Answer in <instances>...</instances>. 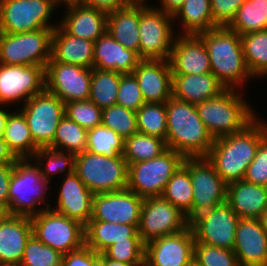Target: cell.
<instances>
[{"instance_id":"1","label":"cell","mask_w":267,"mask_h":266,"mask_svg":"<svg viewBox=\"0 0 267 266\" xmlns=\"http://www.w3.org/2000/svg\"><path fill=\"white\" fill-rule=\"evenodd\" d=\"M266 136L267 124L256 117L240 132L214 139L206 158L227 185L243 180Z\"/></svg>"},{"instance_id":"23","label":"cell","mask_w":267,"mask_h":266,"mask_svg":"<svg viewBox=\"0 0 267 266\" xmlns=\"http://www.w3.org/2000/svg\"><path fill=\"white\" fill-rule=\"evenodd\" d=\"M59 190L58 205L53 211L86 225L92 218L94 194L75 172L66 176Z\"/></svg>"},{"instance_id":"52","label":"cell","mask_w":267,"mask_h":266,"mask_svg":"<svg viewBox=\"0 0 267 266\" xmlns=\"http://www.w3.org/2000/svg\"><path fill=\"white\" fill-rule=\"evenodd\" d=\"M134 0H83L85 6L95 8L107 15L130 4Z\"/></svg>"},{"instance_id":"36","label":"cell","mask_w":267,"mask_h":266,"mask_svg":"<svg viewBox=\"0 0 267 266\" xmlns=\"http://www.w3.org/2000/svg\"><path fill=\"white\" fill-rule=\"evenodd\" d=\"M121 73L92 68L89 100L104 109L116 104Z\"/></svg>"},{"instance_id":"34","label":"cell","mask_w":267,"mask_h":266,"mask_svg":"<svg viewBox=\"0 0 267 266\" xmlns=\"http://www.w3.org/2000/svg\"><path fill=\"white\" fill-rule=\"evenodd\" d=\"M173 18L181 19L185 35H197L218 27L212 19L210 0H185Z\"/></svg>"},{"instance_id":"43","label":"cell","mask_w":267,"mask_h":266,"mask_svg":"<svg viewBox=\"0 0 267 266\" xmlns=\"http://www.w3.org/2000/svg\"><path fill=\"white\" fill-rule=\"evenodd\" d=\"M62 254L44 245L34 234L27 240L21 266H61Z\"/></svg>"},{"instance_id":"32","label":"cell","mask_w":267,"mask_h":266,"mask_svg":"<svg viewBox=\"0 0 267 266\" xmlns=\"http://www.w3.org/2000/svg\"><path fill=\"white\" fill-rule=\"evenodd\" d=\"M3 139L17 159H29L38 148L31 137L27 120L21 111L9 114Z\"/></svg>"},{"instance_id":"3","label":"cell","mask_w":267,"mask_h":266,"mask_svg":"<svg viewBox=\"0 0 267 266\" xmlns=\"http://www.w3.org/2000/svg\"><path fill=\"white\" fill-rule=\"evenodd\" d=\"M197 35L208 51L211 72L226 88L236 89L235 86L253 77L246 66L237 32L227 27H217Z\"/></svg>"},{"instance_id":"27","label":"cell","mask_w":267,"mask_h":266,"mask_svg":"<svg viewBox=\"0 0 267 266\" xmlns=\"http://www.w3.org/2000/svg\"><path fill=\"white\" fill-rule=\"evenodd\" d=\"M32 234V221L28 216L8 215L0 222V262L20 263Z\"/></svg>"},{"instance_id":"13","label":"cell","mask_w":267,"mask_h":266,"mask_svg":"<svg viewBox=\"0 0 267 266\" xmlns=\"http://www.w3.org/2000/svg\"><path fill=\"white\" fill-rule=\"evenodd\" d=\"M190 227L186 214L160 197L143 199L138 234L144 244Z\"/></svg>"},{"instance_id":"41","label":"cell","mask_w":267,"mask_h":266,"mask_svg":"<svg viewBox=\"0 0 267 266\" xmlns=\"http://www.w3.org/2000/svg\"><path fill=\"white\" fill-rule=\"evenodd\" d=\"M167 111L165 103H145L137 112V130L140 133L166 140Z\"/></svg>"},{"instance_id":"49","label":"cell","mask_w":267,"mask_h":266,"mask_svg":"<svg viewBox=\"0 0 267 266\" xmlns=\"http://www.w3.org/2000/svg\"><path fill=\"white\" fill-rule=\"evenodd\" d=\"M243 180L267 187V136L261 141Z\"/></svg>"},{"instance_id":"18","label":"cell","mask_w":267,"mask_h":266,"mask_svg":"<svg viewBox=\"0 0 267 266\" xmlns=\"http://www.w3.org/2000/svg\"><path fill=\"white\" fill-rule=\"evenodd\" d=\"M142 205L143 198L129 189L95 194L90 221L139 224Z\"/></svg>"},{"instance_id":"60","label":"cell","mask_w":267,"mask_h":266,"mask_svg":"<svg viewBox=\"0 0 267 266\" xmlns=\"http://www.w3.org/2000/svg\"><path fill=\"white\" fill-rule=\"evenodd\" d=\"M93 266H105V255L99 254V257L93 262Z\"/></svg>"},{"instance_id":"40","label":"cell","mask_w":267,"mask_h":266,"mask_svg":"<svg viewBox=\"0 0 267 266\" xmlns=\"http://www.w3.org/2000/svg\"><path fill=\"white\" fill-rule=\"evenodd\" d=\"M124 144L125 140L121 136L101 124L88 130L86 151L108 158L119 157L123 155Z\"/></svg>"},{"instance_id":"35","label":"cell","mask_w":267,"mask_h":266,"mask_svg":"<svg viewBox=\"0 0 267 266\" xmlns=\"http://www.w3.org/2000/svg\"><path fill=\"white\" fill-rule=\"evenodd\" d=\"M227 28L239 35L266 30L267 0H246Z\"/></svg>"},{"instance_id":"20","label":"cell","mask_w":267,"mask_h":266,"mask_svg":"<svg viewBox=\"0 0 267 266\" xmlns=\"http://www.w3.org/2000/svg\"><path fill=\"white\" fill-rule=\"evenodd\" d=\"M132 74L145 103H165L172 97L173 75L169 60L142 59Z\"/></svg>"},{"instance_id":"45","label":"cell","mask_w":267,"mask_h":266,"mask_svg":"<svg viewBox=\"0 0 267 266\" xmlns=\"http://www.w3.org/2000/svg\"><path fill=\"white\" fill-rule=\"evenodd\" d=\"M65 115L86 130L101 125L102 109L90 100L65 103Z\"/></svg>"},{"instance_id":"37","label":"cell","mask_w":267,"mask_h":266,"mask_svg":"<svg viewBox=\"0 0 267 266\" xmlns=\"http://www.w3.org/2000/svg\"><path fill=\"white\" fill-rule=\"evenodd\" d=\"M246 66L253 77L267 75V29L240 35Z\"/></svg>"},{"instance_id":"15","label":"cell","mask_w":267,"mask_h":266,"mask_svg":"<svg viewBox=\"0 0 267 266\" xmlns=\"http://www.w3.org/2000/svg\"><path fill=\"white\" fill-rule=\"evenodd\" d=\"M193 190L192 219L226 203L227 184L206 157L189 158Z\"/></svg>"},{"instance_id":"2","label":"cell","mask_w":267,"mask_h":266,"mask_svg":"<svg viewBox=\"0 0 267 266\" xmlns=\"http://www.w3.org/2000/svg\"><path fill=\"white\" fill-rule=\"evenodd\" d=\"M166 145L185 158L206 157L214 138L206 129L194 104L173 96L166 101Z\"/></svg>"},{"instance_id":"38","label":"cell","mask_w":267,"mask_h":266,"mask_svg":"<svg viewBox=\"0 0 267 266\" xmlns=\"http://www.w3.org/2000/svg\"><path fill=\"white\" fill-rule=\"evenodd\" d=\"M167 149L165 140L137 132L125 140L123 157L133 164L158 157Z\"/></svg>"},{"instance_id":"17","label":"cell","mask_w":267,"mask_h":266,"mask_svg":"<svg viewBox=\"0 0 267 266\" xmlns=\"http://www.w3.org/2000/svg\"><path fill=\"white\" fill-rule=\"evenodd\" d=\"M45 89V68L38 65L0 64V105L24 98L28 101Z\"/></svg>"},{"instance_id":"30","label":"cell","mask_w":267,"mask_h":266,"mask_svg":"<svg viewBox=\"0 0 267 266\" xmlns=\"http://www.w3.org/2000/svg\"><path fill=\"white\" fill-rule=\"evenodd\" d=\"M138 226L139 224L89 221L85 225V245L100 254L115 242L141 241Z\"/></svg>"},{"instance_id":"9","label":"cell","mask_w":267,"mask_h":266,"mask_svg":"<svg viewBox=\"0 0 267 266\" xmlns=\"http://www.w3.org/2000/svg\"><path fill=\"white\" fill-rule=\"evenodd\" d=\"M33 234L44 244L62 255L85 245V225L56 213L52 208L44 209L30 217Z\"/></svg>"},{"instance_id":"54","label":"cell","mask_w":267,"mask_h":266,"mask_svg":"<svg viewBox=\"0 0 267 266\" xmlns=\"http://www.w3.org/2000/svg\"><path fill=\"white\" fill-rule=\"evenodd\" d=\"M18 159L10 151L7 146V143L0 137V165L2 164H15Z\"/></svg>"},{"instance_id":"63","label":"cell","mask_w":267,"mask_h":266,"mask_svg":"<svg viewBox=\"0 0 267 266\" xmlns=\"http://www.w3.org/2000/svg\"><path fill=\"white\" fill-rule=\"evenodd\" d=\"M186 266H200V265L194 258H192V260Z\"/></svg>"},{"instance_id":"5","label":"cell","mask_w":267,"mask_h":266,"mask_svg":"<svg viewBox=\"0 0 267 266\" xmlns=\"http://www.w3.org/2000/svg\"><path fill=\"white\" fill-rule=\"evenodd\" d=\"M74 172L94 195L127 189L128 163L123 155L108 158L84 151L75 155Z\"/></svg>"},{"instance_id":"59","label":"cell","mask_w":267,"mask_h":266,"mask_svg":"<svg viewBox=\"0 0 267 266\" xmlns=\"http://www.w3.org/2000/svg\"><path fill=\"white\" fill-rule=\"evenodd\" d=\"M262 227L267 232V208L262 212L261 217L259 218Z\"/></svg>"},{"instance_id":"47","label":"cell","mask_w":267,"mask_h":266,"mask_svg":"<svg viewBox=\"0 0 267 266\" xmlns=\"http://www.w3.org/2000/svg\"><path fill=\"white\" fill-rule=\"evenodd\" d=\"M103 254L125 264L144 266L145 244L142 241L115 242Z\"/></svg>"},{"instance_id":"14","label":"cell","mask_w":267,"mask_h":266,"mask_svg":"<svg viewBox=\"0 0 267 266\" xmlns=\"http://www.w3.org/2000/svg\"><path fill=\"white\" fill-rule=\"evenodd\" d=\"M239 219L227 202L200 213L190 221L195 243L233 250Z\"/></svg>"},{"instance_id":"51","label":"cell","mask_w":267,"mask_h":266,"mask_svg":"<svg viewBox=\"0 0 267 266\" xmlns=\"http://www.w3.org/2000/svg\"><path fill=\"white\" fill-rule=\"evenodd\" d=\"M98 257L99 253L84 245L80 249L64 254L61 266H93Z\"/></svg>"},{"instance_id":"7","label":"cell","mask_w":267,"mask_h":266,"mask_svg":"<svg viewBox=\"0 0 267 266\" xmlns=\"http://www.w3.org/2000/svg\"><path fill=\"white\" fill-rule=\"evenodd\" d=\"M186 158L172 149L150 160L128 164L127 189L141 198L160 197L173 174Z\"/></svg>"},{"instance_id":"50","label":"cell","mask_w":267,"mask_h":266,"mask_svg":"<svg viewBox=\"0 0 267 266\" xmlns=\"http://www.w3.org/2000/svg\"><path fill=\"white\" fill-rule=\"evenodd\" d=\"M246 0H210L211 15L218 27H227Z\"/></svg>"},{"instance_id":"42","label":"cell","mask_w":267,"mask_h":266,"mask_svg":"<svg viewBox=\"0 0 267 266\" xmlns=\"http://www.w3.org/2000/svg\"><path fill=\"white\" fill-rule=\"evenodd\" d=\"M101 124L114 130L124 140L138 132L136 111L117 104L102 109Z\"/></svg>"},{"instance_id":"62","label":"cell","mask_w":267,"mask_h":266,"mask_svg":"<svg viewBox=\"0 0 267 266\" xmlns=\"http://www.w3.org/2000/svg\"><path fill=\"white\" fill-rule=\"evenodd\" d=\"M0 266H21L19 263L0 262Z\"/></svg>"},{"instance_id":"58","label":"cell","mask_w":267,"mask_h":266,"mask_svg":"<svg viewBox=\"0 0 267 266\" xmlns=\"http://www.w3.org/2000/svg\"><path fill=\"white\" fill-rule=\"evenodd\" d=\"M55 4L59 5V2H63L65 6L73 5V4H82L83 0H54Z\"/></svg>"},{"instance_id":"31","label":"cell","mask_w":267,"mask_h":266,"mask_svg":"<svg viewBox=\"0 0 267 266\" xmlns=\"http://www.w3.org/2000/svg\"><path fill=\"white\" fill-rule=\"evenodd\" d=\"M140 0H134L127 6L107 15V31L125 48L139 55Z\"/></svg>"},{"instance_id":"53","label":"cell","mask_w":267,"mask_h":266,"mask_svg":"<svg viewBox=\"0 0 267 266\" xmlns=\"http://www.w3.org/2000/svg\"><path fill=\"white\" fill-rule=\"evenodd\" d=\"M14 169V164L0 165V204L9 207V183Z\"/></svg>"},{"instance_id":"6","label":"cell","mask_w":267,"mask_h":266,"mask_svg":"<svg viewBox=\"0 0 267 266\" xmlns=\"http://www.w3.org/2000/svg\"><path fill=\"white\" fill-rule=\"evenodd\" d=\"M29 159H18L9 183V215L31 217L47 208L35 209L36 204L44 202L43 196L48 189V183L42 177L40 162L37 164L28 163Z\"/></svg>"},{"instance_id":"26","label":"cell","mask_w":267,"mask_h":266,"mask_svg":"<svg viewBox=\"0 0 267 266\" xmlns=\"http://www.w3.org/2000/svg\"><path fill=\"white\" fill-rule=\"evenodd\" d=\"M60 25L70 34L95 42L107 31V14L84 4L66 8Z\"/></svg>"},{"instance_id":"29","label":"cell","mask_w":267,"mask_h":266,"mask_svg":"<svg viewBox=\"0 0 267 266\" xmlns=\"http://www.w3.org/2000/svg\"><path fill=\"white\" fill-rule=\"evenodd\" d=\"M226 202L239 218L259 219L267 208V187L245 180L230 183Z\"/></svg>"},{"instance_id":"12","label":"cell","mask_w":267,"mask_h":266,"mask_svg":"<svg viewBox=\"0 0 267 266\" xmlns=\"http://www.w3.org/2000/svg\"><path fill=\"white\" fill-rule=\"evenodd\" d=\"M57 6L54 0H0V32L23 33L55 29L48 22Z\"/></svg>"},{"instance_id":"8","label":"cell","mask_w":267,"mask_h":266,"mask_svg":"<svg viewBox=\"0 0 267 266\" xmlns=\"http://www.w3.org/2000/svg\"><path fill=\"white\" fill-rule=\"evenodd\" d=\"M53 30L46 28L23 33L0 32V64L38 65L45 68L51 59Z\"/></svg>"},{"instance_id":"16","label":"cell","mask_w":267,"mask_h":266,"mask_svg":"<svg viewBox=\"0 0 267 266\" xmlns=\"http://www.w3.org/2000/svg\"><path fill=\"white\" fill-rule=\"evenodd\" d=\"M91 74L92 69L50 59L45 67V89L64 103L89 100Z\"/></svg>"},{"instance_id":"61","label":"cell","mask_w":267,"mask_h":266,"mask_svg":"<svg viewBox=\"0 0 267 266\" xmlns=\"http://www.w3.org/2000/svg\"><path fill=\"white\" fill-rule=\"evenodd\" d=\"M9 215L8 209L0 204V222H2Z\"/></svg>"},{"instance_id":"19","label":"cell","mask_w":267,"mask_h":266,"mask_svg":"<svg viewBox=\"0 0 267 266\" xmlns=\"http://www.w3.org/2000/svg\"><path fill=\"white\" fill-rule=\"evenodd\" d=\"M195 238L191 227L145 244L144 266H186L194 257Z\"/></svg>"},{"instance_id":"55","label":"cell","mask_w":267,"mask_h":266,"mask_svg":"<svg viewBox=\"0 0 267 266\" xmlns=\"http://www.w3.org/2000/svg\"><path fill=\"white\" fill-rule=\"evenodd\" d=\"M185 0H161V8L163 12L174 16L178 10L182 7Z\"/></svg>"},{"instance_id":"48","label":"cell","mask_w":267,"mask_h":266,"mask_svg":"<svg viewBox=\"0 0 267 266\" xmlns=\"http://www.w3.org/2000/svg\"><path fill=\"white\" fill-rule=\"evenodd\" d=\"M116 104L136 112L145 104L133 74H121Z\"/></svg>"},{"instance_id":"46","label":"cell","mask_w":267,"mask_h":266,"mask_svg":"<svg viewBox=\"0 0 267 266\" xmlns=\"http://www.w3.org/2000/svg\"><path fill=\"white\" fill-rule=\"evenodd\" d=\"M200 266H240L233 250L209 246L203 243L194 244V257Z\"/></svg>"},{"instance_id":"56","label":"cell","mask_w":267,"mask_h":266,"mask_svg":"<svg viewBox=\"0 0 267 266\" xmlns=\"http://www.w3.org/2000/svg\"><path fill=\"white\" fill-rule=\"evenodd\" d=\"M10 113L6 112L5 110L0 109V137H3L7 118Z\"/></svg>"},{"instance_id":"57","label":"cell","mask_w":267,"mask_h":266,"mask_svg":"<svg viewBox=\"0 0 267 266\" xmlns=\"http://www.w3.org/2000/svg\"><path fill=\"white\" fill-rule=\"evenodd\" d=\"M105 266H133V265L125 264V263H122L119 261H115V260L109 259L105 256Z\"/></svg>"},{"instance_id":"39","label":"cell","mask_w":267,"mask_h":266,"mask_svg":"<svg viewBox=\"0 0 267 266\" xmlns=\"http://www.w3.org/2000/svg\"><path fill=\"white\" fill-rule=\"evenodd\" d=\"M87 133L88 130L65 115L58 124L53 143L49 147L75 155L82 153L87 150Z\"/></svg>"},{"instance_id":"44","label":"cell","mask_w":267,"mask_h":266,"mask_svg":"<svg viewBox=\"0 0 267 266\" xmlns=\"http://www.w3.org/2000/svg\"><path fill=\"white\" fill-rule=\"evenodd\" d=\"M33 157L38 161H42V159L47 160L46 167H40V171L42 177L45 178L47 181L49 177L52 178L51 174L60 173L68 170L66 172L67 175L74 172L75 167V154L72 153H65L63 150H57L51 147H38Z\"/></svg>"},{"instance_id":"4","label":"cell","mask_w":267,"mask_h":266,"mask_svg":"<svg viewBox=\"0 0 267 266\" xmlns=\"http://www.w3.org/2000/svg\"><path fill=\"white\" fill-rule=\"evenodd\" d=\"M241 97L234 88H226L218 96L195 105L214 139L240 132L256 118Z\"/></svg>"},{"instance_id":"11","label":"cell","mask_w":267,"mask_h":266,"mask_svg":"<svg viewBox=\"0 0 267 266\" xmlns=\"http://www.w3.org/2000/svg\"><path fill=\"white\" fill-rule=\"evenodd\" d=\"M23 105L20 111L27 120L35 145L49 147L53 143L58 124L65 116V103L44 89Z\"/></svg>"},{"instance_id":"28","label":"cell","mask_w":267,"mask_h":266,"mask_svg":"<svg viewBox=\"0 0 267 266\" xmlns=\"http://www.w3.org/2000/svg\"><path fill=\"white\" fill-rule=\"evenodd\" d=\"M172 75V96L194 105L216 97L226 89L212 72Z\"/></svg>"},{"instance_id":"25","label":"cell","mask_w":267,"mask_h":266,"mask_svg":"<svg viewBox=\"0 0 267 266\" xmlns=\"http://www.w3.org/2000/svg\"><path fill=\"white\" fill-rule=\"evenodd\" d=\"M94 42L70 35L61 25L53 30L51 60L93 68Z\"/></svg>"},{"instance_id":"24","label":"cell","mask_w":267,"mask_h":266,"mask_svg":"<svg viewBox=\"0 0 267 266\" xmlns=\"http://www.w3.org/2000/svg\"><path fill=\"white\" fill-rule=\"evenodd\" d=\"M141 60L136 51L125 48L108 31L94 42L93 68L132 74Z\"/></svg>"},{"instance_id":"10","label":"cell","mask_w":267,"mask_h":266,"mask_svg":"<svg viewBox=\"0 0 267 266\" xmlns=\"http://www.w3.org/2000/svg\"><path fill=\"white\" fill-rule=\"evenodd\" d=\"M140 0L139 57L151 60H169L173 43V16Z\"/></svg>"},{"instance_id":"33","label":"cell","mask_w":267,"mask_h":266,"mask_svg":"<svg viewBox=\"0 0 267 266\" xmlns=\"http://www.w3.org/2000/svg\"><path fill=\"white\" fill-rule=\"evenodd\" d=\"M161 197L186 214L189 221L192 220L193 190L189 158L184 160V163L167 182Z\"/></svg>"},{"instance_id":"22","label":"cell","mask_w":267,"mask_h":266,"mask_svg":"<svg viewBox=\"0 0 267 266\" xmlns=\"http://www.w3.org/2000/svg\"><path fill=\"white\" fill-rule=\"evenodd\" d=\"M176 39L169 58L172 74L189 75L211 72L208 51L198 35L179 34Z\"/></svg>"},{"instance_id":"21","label":"cell","mask_w":267,"mask_h":266,"mask_svg":"<svg viewBox=\"0 0 267 266\" xmlns=\"http://www.w3.org/2000/svg\"><path fill=\"white\" fill-rule=\"evenodd\" d=\"M233 251L240 266H267V232L259 219L238 220Z\"/></svg>"}]
</instances>
